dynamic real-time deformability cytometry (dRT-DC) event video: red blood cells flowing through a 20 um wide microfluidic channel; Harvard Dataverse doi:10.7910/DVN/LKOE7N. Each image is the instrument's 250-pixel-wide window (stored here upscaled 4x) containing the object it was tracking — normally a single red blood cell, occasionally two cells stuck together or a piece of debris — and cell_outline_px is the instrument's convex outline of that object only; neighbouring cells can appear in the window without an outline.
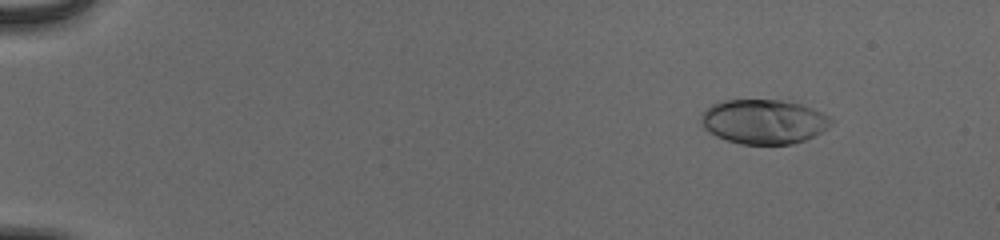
{"species": "human", "species_latin": "Homo sapiens", "temperature_condition": "cold", "stored_images_in_passage": 49, "camera_frame_rate_fps": 3000, "um_per_image_px": 0.085, "donor": {"sex": "male"}, "frame": {"image": 1, "passage_image": 1, "time_ms": 0.0, "image_size_px": [1000, 240], "cell_outline_px": [[832, 124], [820, 132], [804, 140], [792, 144], [740, 144], [716, 136], [708, 132], [700, 124], [700, 116], [704, 108], [720, 100], [780, 100], [800, 104], [812, 108], [828, 116], [832, 120]], "centroid_in_image_um": [64.84, 10.33], "position_along_channel_um": 20.2, "area_um2": 33.76}}
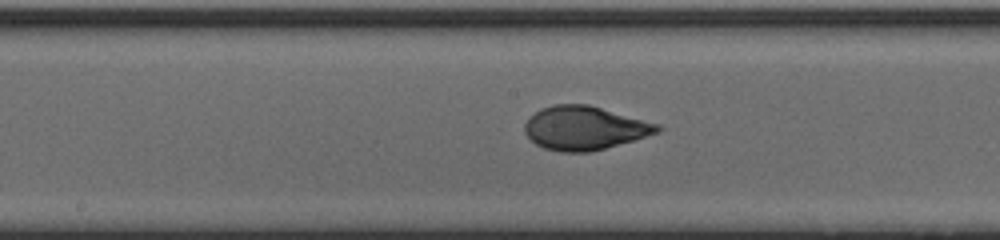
{"frame": {"image": 2, "passage_image": 25, "time_ms": 8.0, "image_size_px": [1000, 240], "cell_outline_px": [[664, 128], [660, 132], [604, 148], [588, 152], [560, 152], [544, 148], [536, 144], [524, 132], [524, 124], [528, 116], [540, 108], [552, 104], [588, 104], [660, 124]], "centroid_in_image_um": [49.66, 10.87], "position_along_channel_um": 198.5, "area_um2": 33.87}}
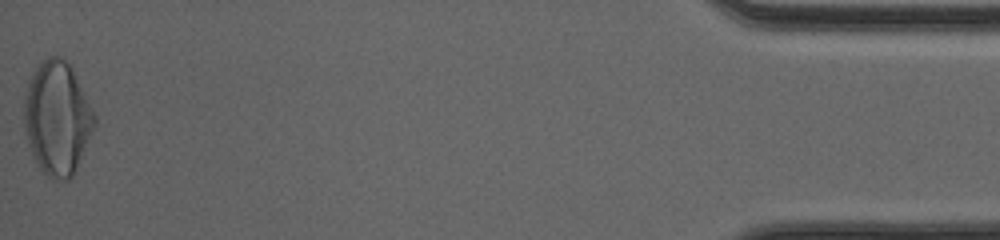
{"frame": {"image": 3, "passage_image": 49, "time_ms": 16.0, "image_size_px": [1000, 240], "cell_outline_px": [[96, 124], [76, 168], [72, 176], [68, 180], [52, 180], [40, 168], [28, 144], [24, 128], [24, 96], [28, 80], [32, 72], [40, 60], [48, 56], [64, 56], [72, 64], [96, 116]], "centroid_in_image_um": [4.86, 9.96], "position_along_channel_um": 430.3, "area_um2": 47.11}, "authors_computed_cell_mechanics": {"area_um2": 33.6396, "velocity_mm_per_s": 3.9161, "shape_relaxation_time_tau1_ms": 5.7531, "shape_relaxation_time_tau2_ms": null, "deformation_change_tau1": 0.2445, "deformation_change_tau2": null}}